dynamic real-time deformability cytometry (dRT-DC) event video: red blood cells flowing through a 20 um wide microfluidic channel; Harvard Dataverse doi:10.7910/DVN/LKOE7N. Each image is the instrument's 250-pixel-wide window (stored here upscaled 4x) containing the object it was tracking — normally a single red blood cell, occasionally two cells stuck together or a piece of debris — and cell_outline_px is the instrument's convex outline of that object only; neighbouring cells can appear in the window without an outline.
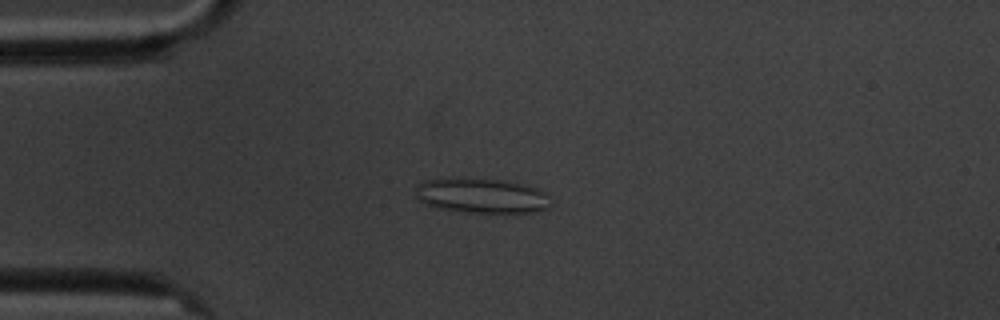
{"species": "common noctule bat (a hibernating species)", "species_latin": "Nyctalus noctula", "temperature_condition": "cold", "stored_images_in_passage": 6, "camera_frame_rate_fps": 3000, "um_per_image_px": 0.085, "animal": {"sex": "male", "body_mass_g": 20.1, "forearm_length_mm": 53.5}, "frame": {"image": 1, "passage_image": 5, "time_ms": 4.333, "image_size_px": [1000, 320], "cell_outline_px": [[552, 204], [548, 208], [532, 212], [468, 212], [436, 208], [424, 204], [416, 196], [416, 188], [420, 184], [428, 180], [452, 176], [500, 180], [528, 184], [544, 192], [548, 196]], "centroid_in_image_um": [40.93, 16.61], "position_along_channel_um": 44.1, "area_um2": 27.8}}